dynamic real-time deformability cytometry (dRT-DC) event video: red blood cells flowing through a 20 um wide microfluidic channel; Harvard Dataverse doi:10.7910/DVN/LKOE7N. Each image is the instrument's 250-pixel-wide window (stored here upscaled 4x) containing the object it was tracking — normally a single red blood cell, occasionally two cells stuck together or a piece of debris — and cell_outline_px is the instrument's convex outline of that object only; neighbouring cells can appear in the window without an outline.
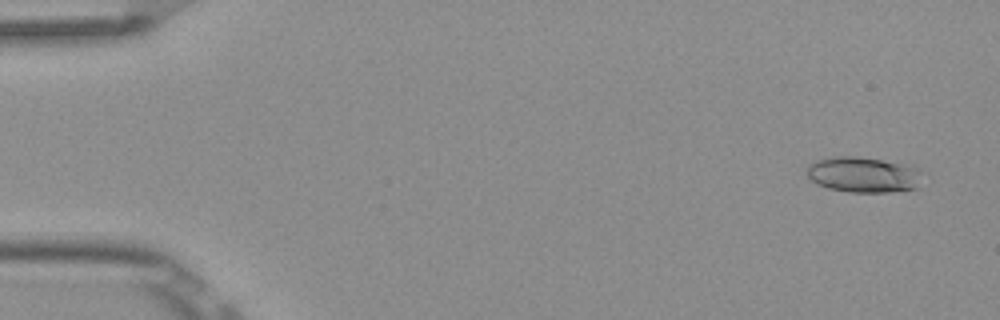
{"species": "Egyptian fruit bat (a non-hibernating species)", "species_latin": "Rousettus aegyptiacus", "temperature_condition": "room temperature", "stored_images_in_passage": 4, "camera_frame_rate_fps": 3000, "um_per_image_px": 0.085, "frame": {"image": 1, "passage_image": 1, "time_ms": 0.0, "image_size_px": [1000, 320], "cell_outline_px": [[920, 172], [916, 188], [888, 192], [848, 192], [828, 188], [816, 184], [808, 176], [808, 164], [816, 160], [836, 156], [856, 156], [880, 160], [916, 168]], "centroid_in_image_um": [73.29, 14.85], "position_along_channel_um": 11.7, "area_um2": 23.41}}
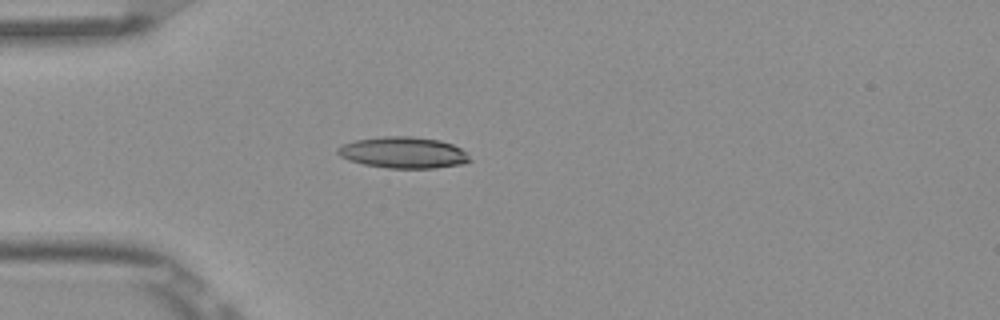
{"frame": {"image": 2, "passage_image": 4, "time_ms": 1.0, "image_size_px": [1000, 320], "cell_outline_px": [[472, 160], [464, 164], [436, 168], [388, 168], [364, 164], [348, 160], [340, 156], [336, 152], [336, 148], [344, 144], [356, 140], [384, 136], [412, 136], [440, 140], [452, 144], [468, 152]], "centroid_in_image_um": [34.32, 12.97], "position_along_channel_um": 50.7, "area_um2": 24.28}}